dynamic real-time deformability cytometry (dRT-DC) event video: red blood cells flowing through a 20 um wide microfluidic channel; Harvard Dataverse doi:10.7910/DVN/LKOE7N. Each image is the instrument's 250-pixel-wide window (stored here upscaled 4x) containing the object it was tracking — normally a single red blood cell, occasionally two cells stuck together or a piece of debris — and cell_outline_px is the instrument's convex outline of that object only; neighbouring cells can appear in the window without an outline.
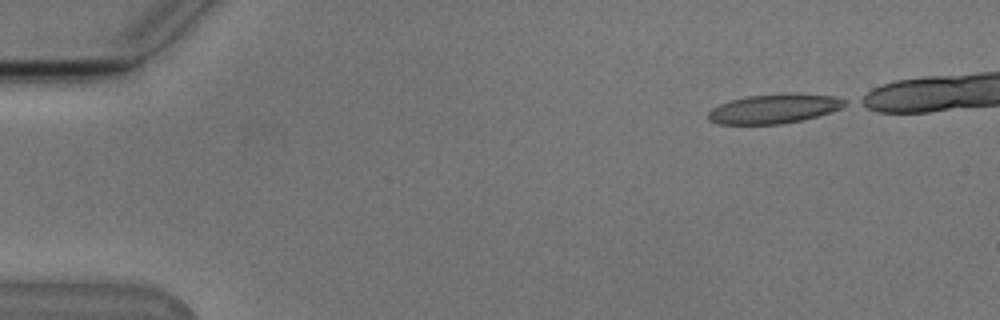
{"species": "Egyptian fruit bat (a non-hibernating species)", "species_latin": "Rousettus aegyptiacus", "temperature_condition": "cold", "stored_images_in_passage": 42, "camera_frame_rate_fps": 3000, "um_per_image_px": 0.085, "animal": {"sex": "male"}, "frame": {"image": 1, "passage_image": 1, "time_ms": 0.0, "image_size_px": [1000, 320], "cell_outline_px": [[848, 104], [840, 108], [816, 116], [800, 120], [780, 124], [720, 124], [708, 120], [708, 112], [712, 108], [720, 104], [732, 100], [748, 96], [836, 96], [848, 100]], "centroid_in_image_um": [65.74, 9.29], "position_along_channel_um": 19.3, "area_um2": 22.14}}
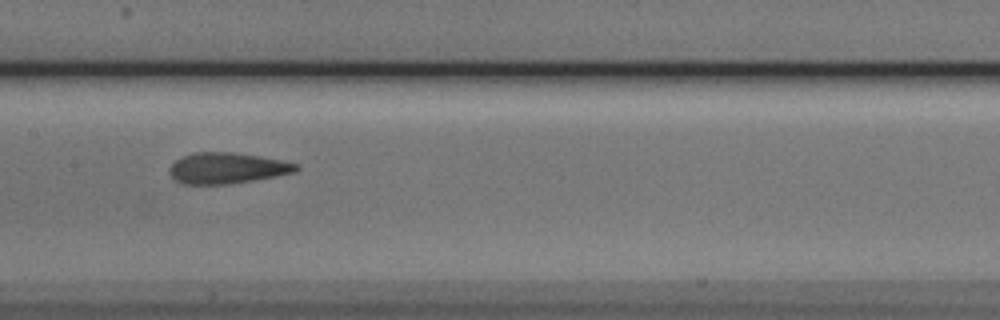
{"frame": {"image": 2, "passage_image": 22, "time_ms": 7.0, "image_size_px": [1000, 320], "cell_outline_px": [[300, 168], [296, 172], [276, 176], [232, 184], [184, 184], [176, 180], [168, 172], [168, 168], [176, 160], [184, 156], [196, 152], [236, 152], [280, 160], [300, 164]], "centroid_in_image_um": [19.32, 14.29], "position_along_channel_um": 188.1, "area_um2": 22.89}}
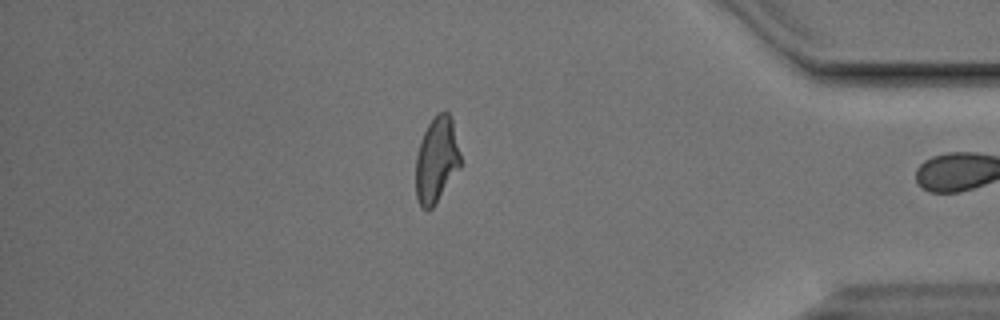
{"frame": {"image": 3, "passage_image": 41, "time_ms": 13.333, "image_size_px": [1000, 320], "cell_outline_px": [[460, 168], [432, 208], [428, 212], [420, 208], [416, 196], [416, 156], [420, 140], [428, 124], [440, 112], [448, 112], [452, 116], [460, 152]], "centroid_in_image_um": [37.1, 13.62], "position_along_channel_um": 398.1, "area_um2": 22.43}, "authors_computed_cell_mechanics": {"area_um2": 23.2934, "velocity_mm_per_s": 3.8297, "shape_relaxation_time_tau1_ms": 6.0386, "shape_relaxation_time_tau2_ms": 1.509, "deformation_change_tau1": 0.1876, "deformation_change_tau2": 0.0947}}